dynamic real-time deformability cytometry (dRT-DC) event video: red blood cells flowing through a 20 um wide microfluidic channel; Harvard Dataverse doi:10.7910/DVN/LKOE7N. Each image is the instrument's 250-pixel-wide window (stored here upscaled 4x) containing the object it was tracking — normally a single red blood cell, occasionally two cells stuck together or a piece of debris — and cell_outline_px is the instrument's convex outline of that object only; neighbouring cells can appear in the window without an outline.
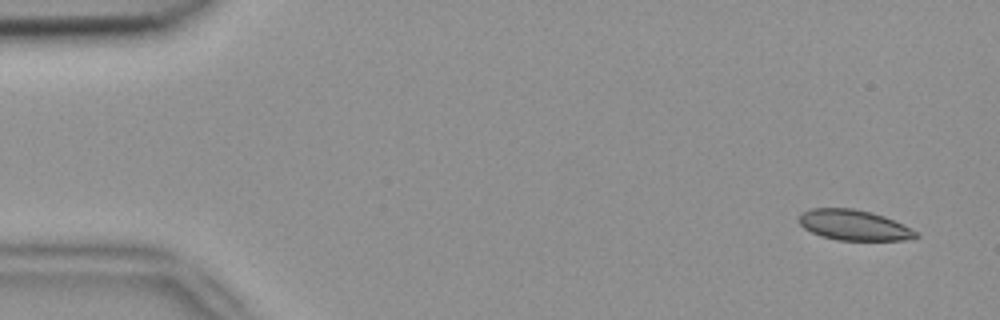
{"species": "common noctule bat (a hibernating species)", "species_latin": "Nyctalus noctula", "temperature_condition": "room temperature", "stored_images_in_passage": 5, "camera_frame_rate_fps": 3000, "um_per_image_px": 0.085, "animal": {"sex": "female", "body_mass_g": 18.4}, "frame": {"image": 1, "passage_image": 1, "time_ms": 0.0, "image_size_px": [1000, 320], "cell_outline_px": [[920, 236], [904, 240], [836, 240], [820, 236], [804, 228], [796, 220], [808, 208], [852, 208], [872, 212], [884, 216], [904, 224], [916, 232]], "centroid_in_image_um": [72.56, 19.13], "position_along_channel_um": 12.4, "area_um2": 20.81}}
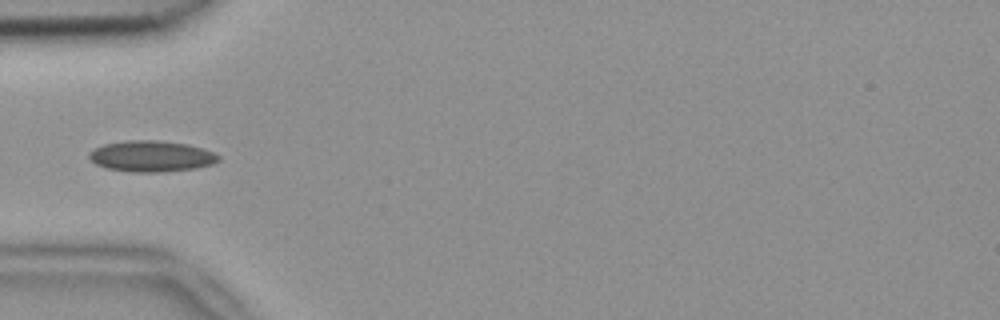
{"frame": {"image": 2, "passage_image": 5, "time_ms": 1.333, "image_size_px": [1000, 320], "cell_outline_px": [[220, 160], [212, 164], [196, 168], [160, 172], [132, 172], [108, 168], [96, 164], [88, 156], [88, 152], [104, 144], [128, 140], [156, 140], [188, 144], [212, 152], [220, 156]], "centroid_in_image_um": [12.87, 13.28], "position_along_channel_um": 72.1, "area_um2": 23.24}}